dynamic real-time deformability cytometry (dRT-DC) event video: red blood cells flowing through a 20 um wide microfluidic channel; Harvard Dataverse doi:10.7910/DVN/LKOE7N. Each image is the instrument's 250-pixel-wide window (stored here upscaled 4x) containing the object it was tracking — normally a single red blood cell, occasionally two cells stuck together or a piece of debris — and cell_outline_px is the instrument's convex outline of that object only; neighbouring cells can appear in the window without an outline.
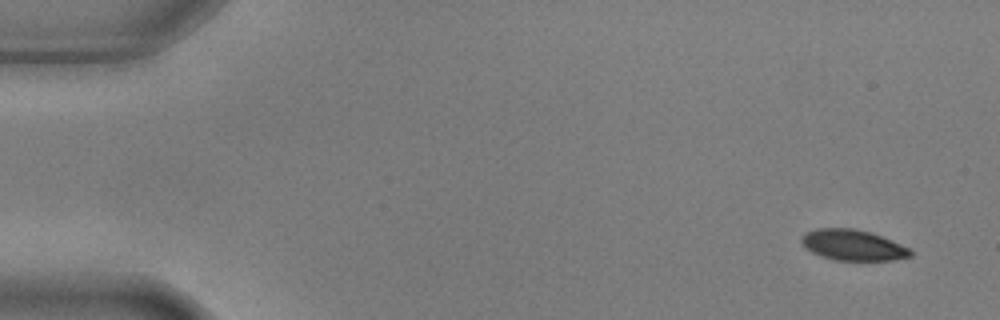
{"species": "common noctule bat (a hibernating species)", "species_latin": "Nyctalus noctula", "temperature_condition": "warm", "stored_images_in_passage": 5, "camera_frame_rate_fps": 3000, "um_per_image_px": 0.085, "animal": {"sex": "male", "body_mass_g": 17.9, "forearm_length_mm": 54.2}, "frame": {"image": 1, "passage_image": 1, "time_ms": 0.0, "image_size_px": [1000, 320], "cell_outline_px": [[912, 256], [892, 260], [836, 260], [820, 256], [804, 248], [800, 240], [800, 236], [804, 232], [816, 228], [852, 228], [872, 232], [912, 248]], "centroid_in_image_um": [72.48, 20.82], "position_along_channel_um": 12.5, "area_um2": 19.88}}
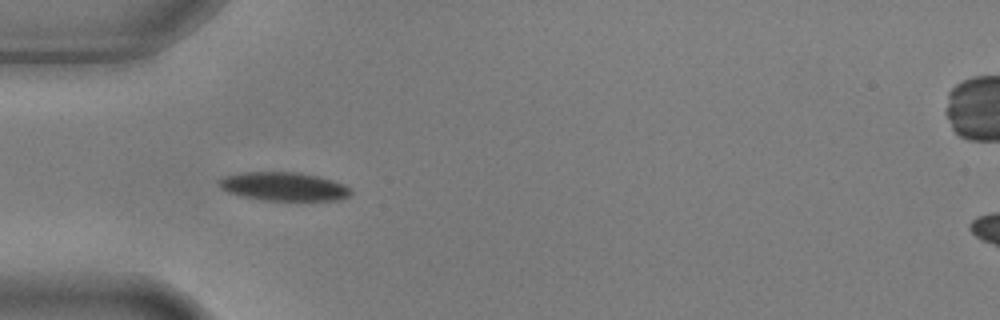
{"frame": {"image": 2, "passage_image": 4, "time_ms": 1.0, "image_size_px": [1000, 320], "cell_outline_px": [[352, 192], [348, 196], [340, 200], [260, 200], [240, 196], [228, 192], [220, 188], [216, 180], [224, 176], [244, 172], [300, 172], [332, 180], [344, 184], [352, 188]], "centroid_in_image_um": [24.09, 15.85], "position_along_channel_um": 60.9, "area_um2": 22.14}}
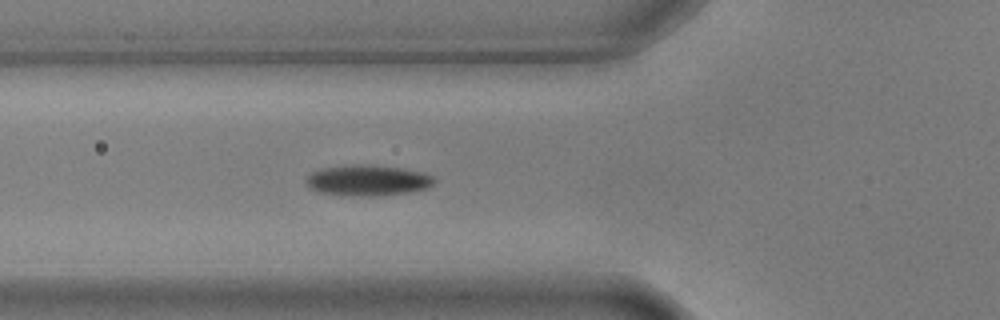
{"frame": {"image": 3, "passage_image": 5, "time_ms": 1.333, "image_size_px": [1000, 320], "cell_outline_px": [[436, 180], [428, 188], [408, 192], [376, 196], [352, 196], [316, 192], [308, 188], [304, 180], [312, 172], [320, 168], [352, 164], [368, 164], [404, 168], [424, 172], [436, 176]], "centroid_in_image_um": [31.25, 15.32], "position_along_channel_um": 94.6, "area_um2": 23.52}}